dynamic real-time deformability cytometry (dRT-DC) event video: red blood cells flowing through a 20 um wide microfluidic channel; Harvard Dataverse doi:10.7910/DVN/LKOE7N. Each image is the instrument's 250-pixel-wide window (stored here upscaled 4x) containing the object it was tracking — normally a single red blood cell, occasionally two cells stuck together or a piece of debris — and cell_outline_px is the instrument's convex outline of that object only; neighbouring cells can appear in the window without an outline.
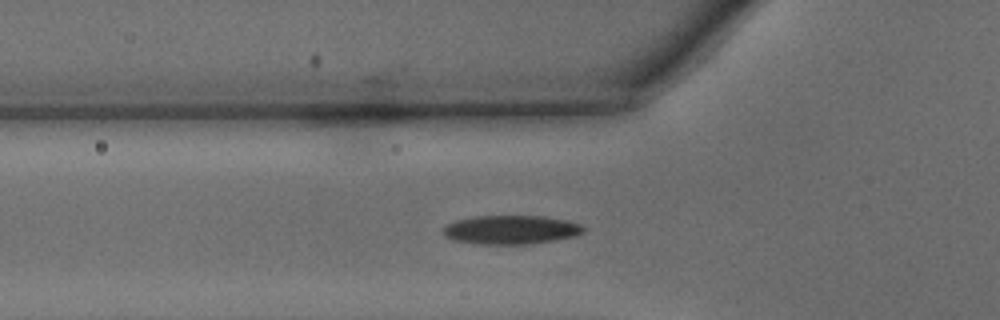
{"species": "common noctule bat (a hibernating species)", "species_latin": "Nyctalus noctula", "temperature_condition": "warm", "stored_images_in_passage": 24, "camera_frame_rate_fps": 3000, "um_per_image_px": 0.085, "animal": {"sex": "male", "body_mass_g": 15.6}, "frame": {"image": 1, "passage_image": 2, "time_ms": 0.333, "image_size_px": [1000, 320], "cell_outline_px": [[584, 232], [576, 236], [556, 240], [532, 244], [480, 244], [452, 240], [444, 236], [444, 228], [448, 224], [456, 220], [472, 216], [544, 216], [568, 220], [580, 224], [584, 228]], "centroid_in_image_um": [43.46, 19.53], "position_along_channel_um": 82.3, "area_um2": 23.76}}
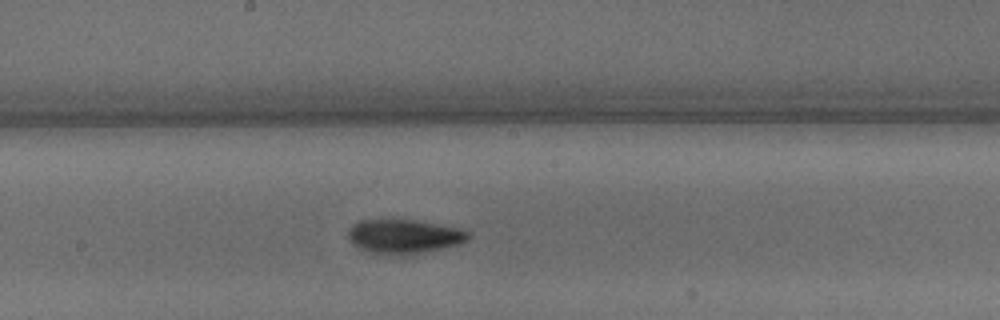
{"frame": {"image": 2, "passage_image": 11, "time_ms": 3.333, "image_size_px": [1000, 320], "cell_outline_px": [[468, 240], [460, 244], [444, 248], [404, 256], [384, 256], [368, 252], [352, 244], [348, 240], [348, 228], [352, 224], [360, 220], [416, 220], [456, 228], [468, 232]], "centroid_in_image_um": [34.27, 20.13], "position_along_channel_um": 213.9, "area_um2": 24.22}}
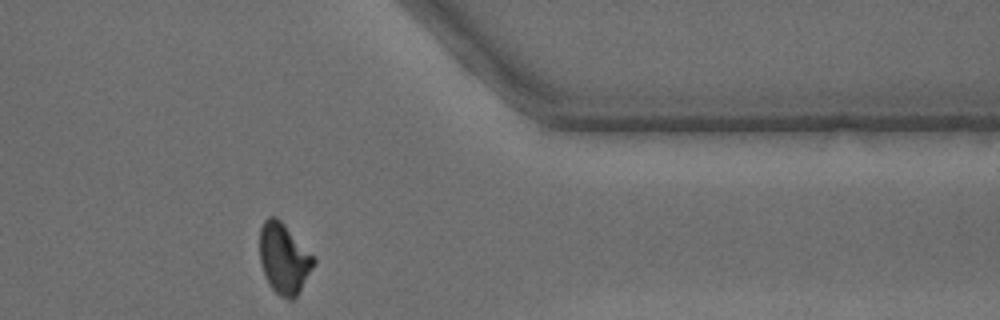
{"frame": {"image": 3, "passage_image": 24, "time_ms": 7.667, "image_size_px": [1000, 320], "cell_outline_px": [[316, 264], [296, 296], [292, 300], [288, 300], [280, 296], [268, 284], [260, 260], [260, 228], [264, 220], [268, 216], [276, 216], [316, 256]], "centroid_in_image_um": [24.16, 21.96], "position_along_channel_um": 387.2, "area_um2": 22.37}, "authors_computed_cell_mechanics": {"area_um2": 23.0333, "velocity_mm_per_s": 4.3558, "shape_relaxation_time_tau1_ms": 3.1084, "shape_relaxation_time_tau2_ms": 5.4615, "deformation_change_tau1": 0.1319, "deformation_change_tau2": 0.1104}}